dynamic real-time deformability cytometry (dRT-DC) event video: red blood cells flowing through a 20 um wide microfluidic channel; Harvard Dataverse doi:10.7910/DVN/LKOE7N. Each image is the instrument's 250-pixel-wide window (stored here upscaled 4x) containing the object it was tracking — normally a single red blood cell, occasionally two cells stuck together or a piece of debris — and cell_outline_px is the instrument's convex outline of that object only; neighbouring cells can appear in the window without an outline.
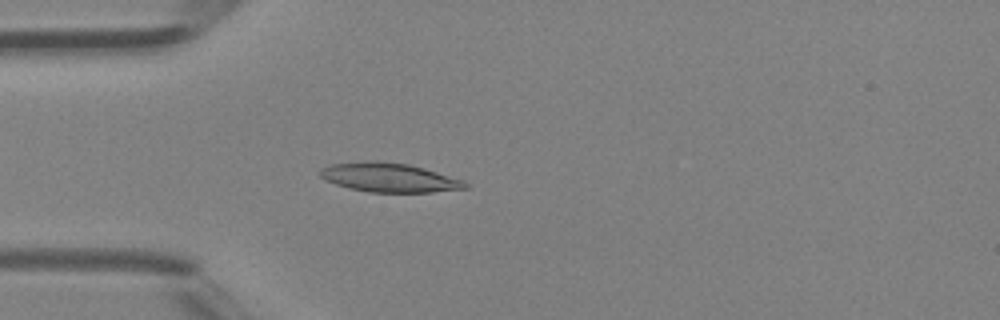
{"species": "Egyptian fruit bat (a non-hibernating species)", "species_latin": "Rousettus aegyptiacus", "temperature_condition": "room temperature", "stored_images_in_passage": 45, "camera_frame_rate_fps": 3000, "um_per_image_px": 0.085, "animal": {"sex": "female"}, "frame": {"image": 1, "passage_image": 12, "time_ms": 3.667, "image_size_px": [1000, 320], "cell_outline_px": [[468, 188], [432, 192], [368, 192], [348, 188], [324, 180], [320, 176], [320, 168], [332, 164], [372, 160], [376, 160], [408, 164], [424, 168], [464, 180], [468, 184]], "centroid_in_image_um": [33.07, 15.09], "position_along_channel_um": 51.9, "area_um2": 24.68}}
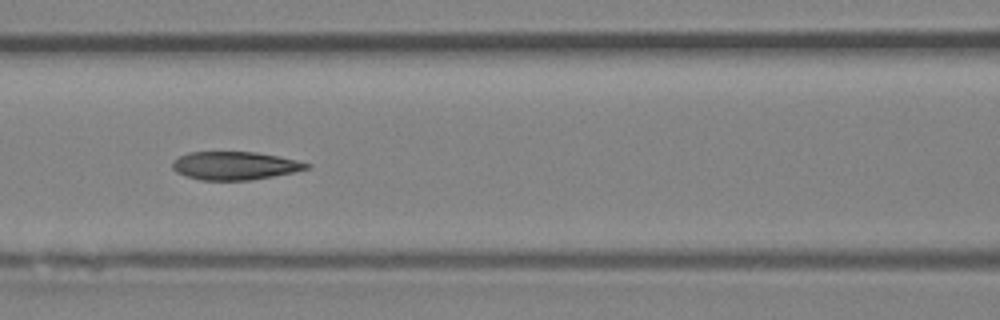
{"frame": {"image": 2, "passage_image": 19, "time_ms": 6.0, "image_size_px": [1000, 320], "cell_outline_px": [[312, 168], [272, 176], [248, 180], [200, 180], [176, 172], [172, 168], [172, 160], [188, 152], [256, 152], [280, 156], [312, 164]], "centroid_in_image_um": [19.97, 14.07], "position_along_channel_um": 146.6, "area_um2": 22.02}}
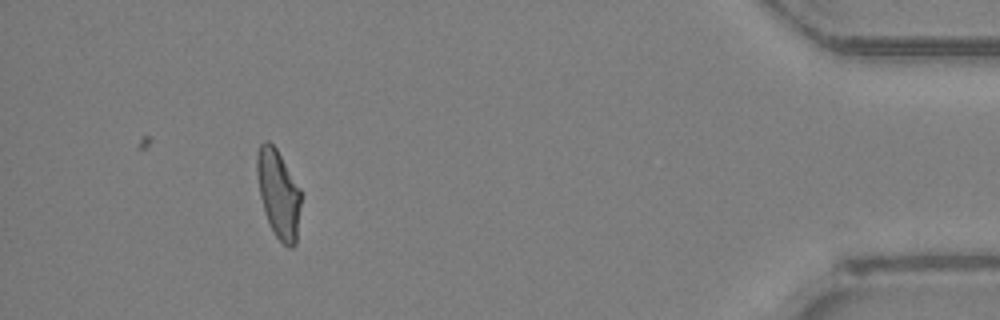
{"frame": {"image": 3, "passage_image": 41, "time_ms": 13.333, "image_size_px": [1000, 320], "cell_outline_px": [[300, 204], [296, 244], [292, 248], [288, 248], [276, 236], [268, 220], [260, 196], [256, 172], [256, 152], [260, 144], [264, 140], [268, 140], [276, 148], [300, 188]], "centroid_in_image_um": [23.65, 16.43], "position_along_channel_um": 411.5, "area_um2": 22.37}, "authors_computed_cell_mechanics": {"area_um2": 22.7732, "velocity_mm_per_s": 4.4546, "shape_relaxation_time_tau1_ms": null, "shape_relaxation_time_tau2_ms": 2.1238, "deformation_change_tau1": null, "deformation_change_tau2": 0.0974}}